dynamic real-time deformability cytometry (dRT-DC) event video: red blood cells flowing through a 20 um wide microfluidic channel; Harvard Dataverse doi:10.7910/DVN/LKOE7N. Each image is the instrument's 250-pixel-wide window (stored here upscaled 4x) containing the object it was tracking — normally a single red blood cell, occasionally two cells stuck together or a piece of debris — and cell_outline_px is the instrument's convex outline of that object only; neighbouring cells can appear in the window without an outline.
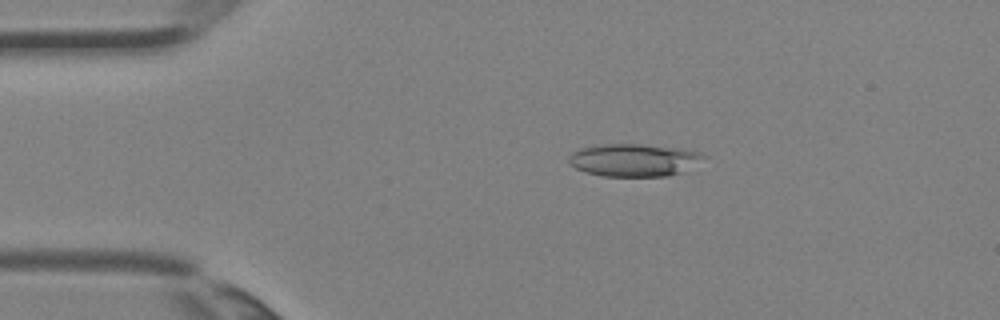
{"species": "Egyptian fruit bat (a non-hibernating species)", "species_latin": "Rousettus aegyptiacus", "temperature_condition": "room temperature", "stored_images_in_passage": 2, "camera_frame_rate_fps": 3000, "um_per_image_px": 0.085, "animal": {"sex": "female"}, "frame": {"image": 1, "passage_image": 2, "time_ms": 0.333, "image_size_px": [1000, 320], "cell_outline_px": [[708, 156], [684, 172], [668, 176], [604, 176], [584, 172], [568, 164], [568, 156], [572, 152], [580, 148], [600, 144], [640, 144], [676, 148], [700, 152]], "centroid_in_image_um": [53.86, 13.61], "position_along_channel_um": 31.1, "area_um2": 25.78}}